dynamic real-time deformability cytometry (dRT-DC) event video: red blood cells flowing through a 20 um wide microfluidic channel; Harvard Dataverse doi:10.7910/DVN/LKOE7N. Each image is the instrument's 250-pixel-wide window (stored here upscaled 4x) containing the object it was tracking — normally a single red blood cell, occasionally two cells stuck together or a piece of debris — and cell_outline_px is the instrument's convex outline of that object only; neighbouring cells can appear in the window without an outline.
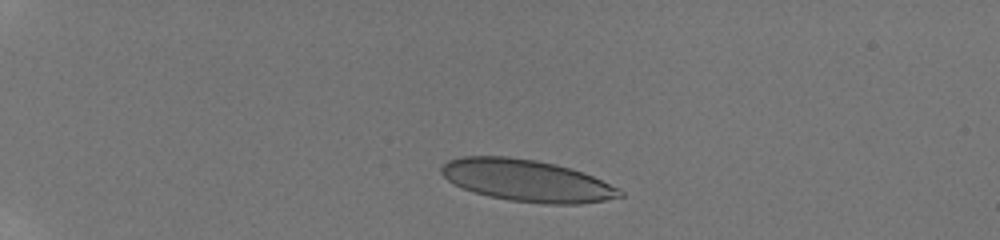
{"species": "human", "species_latin": "Homo sapiens", "temperature_condition": "room temperature", "stored_images_in_passage": 6, "camera_frame_rate_fps": 3000, "um_per_image_px": 0.085, "donor": {"sex": "male"}, "frame": {"image": 1, "passage_image": 2, "time_ms": 1.333, "image_size_px": [1000, 240], "cell_outline_px": [[624, 196], [604, 200], [580, 204], [544, 204], [508, 200], [488, 196], [464, 188], [448, 180], [440, 172], [440, 168], [448, 160], [460, 156], [508, 156], [536, 160], [556, 164], [572, 168], [584, 172], [620, 188], [624, 192]], "centroid_in_image_um": [44.82, 15.34], "position_along_channel_um": 40.2, "area_um2": 43.7}}
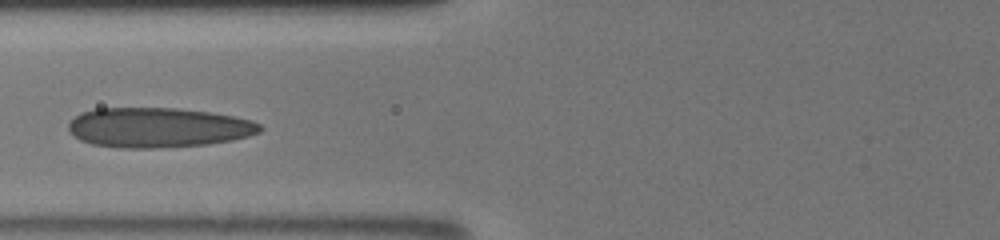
{"frame": {"image": 2, "passage_image": 5, "time_ms": 5.0, "image_size_px": [1000, 240], "cell_outline_px": [[264, 128], [260, 132], [248, 136], [232, 140], [208, 144], [152, 148], [120, 148], [92, 144], [80, 140], [68, 132], [68, 124], [80, 112], [96, 108], [176, 108], [212, 112], [252, 120], [260, 124]], "centroid_in_image_um": [13.43, 10.84], "position_along_channel_um": 112.4, "area_um2": 44.68}}
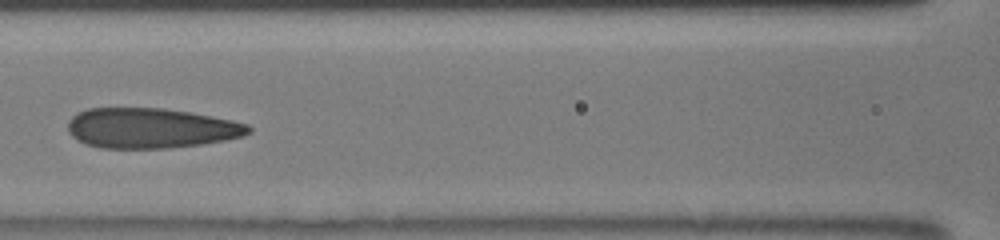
{"frame": {"image": 3, "passage_image": 6, "time_ms": 6.0, "image_size_px": [1000, 240], "cell_outline_px": [[252, 132], [244, 136], [204, 144], [168, 148], [100, 148], [84, 144], [76, 140], [68, 132], [68, 120], [76, 112], [88, 108], [164, 108], [212, 116], [232, 120], [248, 124], [252, 128]], "centroid_in_image_um": [12.8, 10.89], "position_along_channel_um": 153.8, "area_um2": 42.66}}